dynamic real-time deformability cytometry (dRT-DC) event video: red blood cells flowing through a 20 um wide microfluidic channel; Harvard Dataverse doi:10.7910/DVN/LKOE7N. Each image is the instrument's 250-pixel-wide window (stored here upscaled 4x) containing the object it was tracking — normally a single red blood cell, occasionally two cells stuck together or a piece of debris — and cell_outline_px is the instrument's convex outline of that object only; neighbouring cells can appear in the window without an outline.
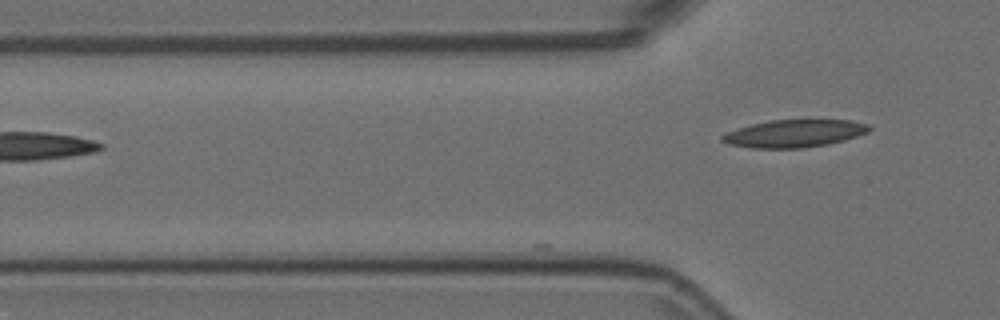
{"species": "Egyptian fruit bat (a non-hibernating species)", "species_latin": "Rousettus aegyptiacus", "temperature_condition": "room temperature", "stored_images_in_passage": 2, "camera_frame_rate_fps": 3000, "um_per_image_px": 0.085, "animal": {"sex": "female"}, "frame": {"image": 1, "passage_image": 2, "time_ms": 0.333, "image_size_px": [1000, 320], "cell_outline_px": [[872, 128], [868, 132], [844, 140], [828, 144], [804, 148], [752, 148], [728, 144], [720, 140], [720, 136], [724, 132], [736, 128], [768, 120], [852, 120], [868, 124]], "centroid_in_image_um": [67.47, 11.34], "position_along_channel_um": 58.3, "area_um2": 23.81}}